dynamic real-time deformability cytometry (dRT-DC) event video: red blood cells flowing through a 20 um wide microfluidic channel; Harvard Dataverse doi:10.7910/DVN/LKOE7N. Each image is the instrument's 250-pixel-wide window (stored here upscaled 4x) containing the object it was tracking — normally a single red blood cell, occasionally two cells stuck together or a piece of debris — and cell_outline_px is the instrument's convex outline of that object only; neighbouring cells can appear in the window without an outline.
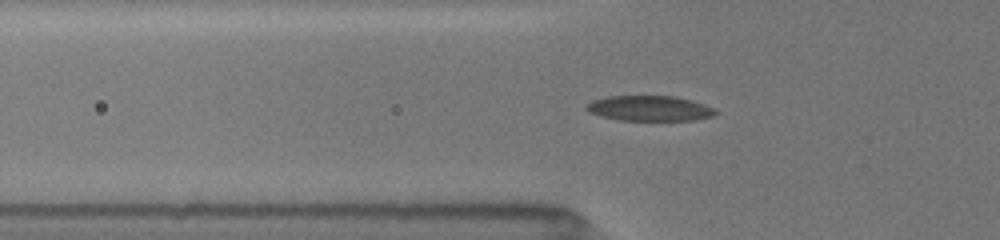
{"species": "common noctule bat (a hibernating species)", "species_latin": "Nyctalus noctula", "temperature_condition": "room temperature", "stored_images_in_passage": 44, "camera_frame_rate_fps": 3000, "um_per_image_px": 0.085, "animal": {"sex": "female", "body_mass_g": 19.5, "forearm_length_mm": 54.1}, "frame": {"image": 1, "passage_image": 15, "time_ms": 4.667, "image_size_px": [1000, 240], "cell_outline_px": [[716, 112], [712, 116], [696, 120], [620, 120], [600, 116], [588, 112], [584, 108], [592, 100], [608, 96], [676, 96], [692, 100], [704, 104], [712, 108]], "centroid_in_image_um": [55.18, 9.2], "position_along_channel_um": 70.6, "area_um2": 18.96}}
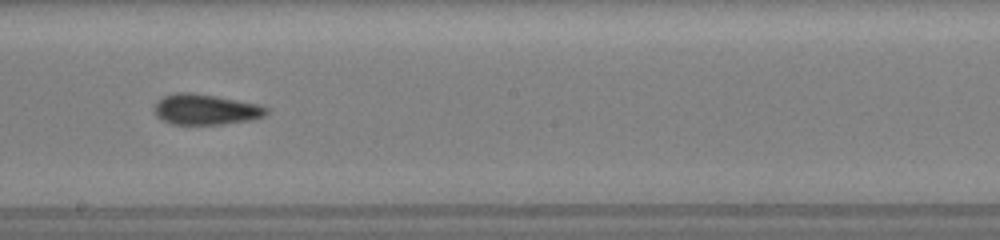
{"frame": {"image": 2, "passage_image": 27, "time_ms": 8.667, "image_size_px": [1000, 240], "cell_outline_px": [[268, 112], [264, 116], [252, 120], [220, 124], [172, 124], [156, 116], [152, 108], [164, 96], [176, 92], [192, 92], [216, 96], [256, 104], [268, 108]], "centroid_in_image_um": [17.46, 9.3], "position_along_channel_um": 230.7, "area_um2": 19.83}}
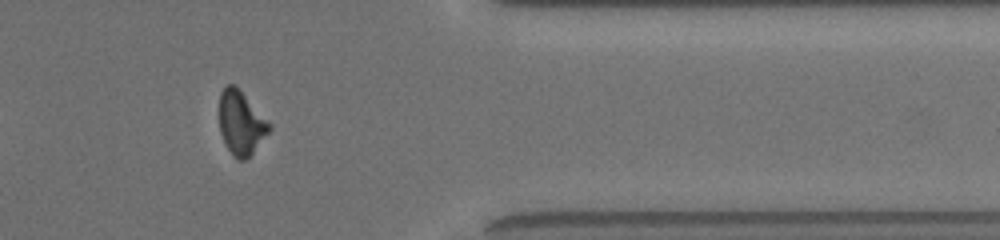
{"frame": {"image": 3, "passage_image": 40, "time_ms": 13.0, "image_size_px": [1000, 240], "cell_outline_px": [[272, 128], [252, 152], [244, 160], [236, 160], [232, 156], [220, 132], [220, 92], [228, 84], [232, 84], [272, 124]], "centroid_in_image_um": [20.48, 10.48], "position_along_channel_um": 390.9, "area_um2": 17.98}, "authors_computed_cell_mechanics": {"area_um2": 19.7387, "velocity_mm_per_s": 4.0224, "shape_relaxation_time_tau1_ms": 5.6685, "shape_relaxation_time_tau2_ms": 1.8414, "deformation_change_tau1": 0.1332, "deformation_change_tau2": 0.0811}}